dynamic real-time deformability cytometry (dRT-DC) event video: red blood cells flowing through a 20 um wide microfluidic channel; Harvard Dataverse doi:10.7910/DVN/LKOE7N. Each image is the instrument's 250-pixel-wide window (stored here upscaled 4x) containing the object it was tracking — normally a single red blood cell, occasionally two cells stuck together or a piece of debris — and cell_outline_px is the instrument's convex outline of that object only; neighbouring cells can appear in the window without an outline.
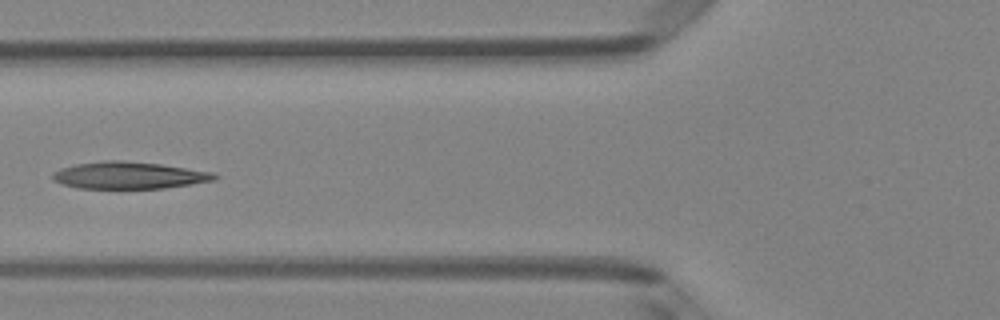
{"species": "Egyptian fruit bat (a non-hibernating species)", "species_latin": "Rousettus aegyptiacus", "temperature_condition": "room temperature", "stored_images_in_passage": 6, "camera_frame_rate_fps": 3000, "um_per_image_px": 0.085, "animal": {"sex": "female"}, "frame": {"image": 1, "passage_image": 5, "time_ms": 1.333, "image_size_px": [1000, 320], "cell_outline_px": [[220, 176], [216, 180], [192, 184], [164, 188], [76, 188], [52, 180], [52, 172], [60, 168], [76, 164], [104, 160], [120, 160], [160, 164], [212, 172]], "centroid_in_image_um": [10.95, 14.9], "position_along_channel_um": 114.8, "area_um2": 25.49}}
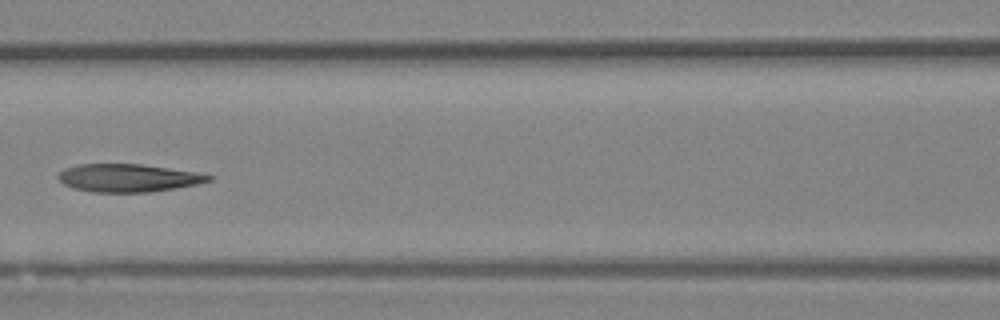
{"frame": {"image": 2, "passage_image": 6, "time_ms": 1.667, "image_size_px": [1000, 320], "cell_outline_px": [[216, 176], [212, 180], [196, 184], [176, 188], [152, 192], [92, 192], [76, 188], [64, 184], [56, 176], [64, 168], [80, 164], [140, 164], [196, 172]], "centroid_in_image_um": [10.92, 15.12], "position_along_channel_um": 155.7, "area_um2": 24.39}}